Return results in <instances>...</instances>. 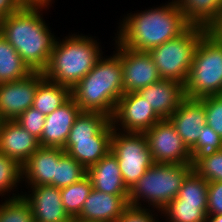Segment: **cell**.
Masks as SVG:
<instances>
[{
	"instance_id": "6da1fadb",
	"label": "cell",
	"mask_w": 222,
	"mask_h": 222,
	"mask_svg": "<svg viewBox=\"0 0 222 222\" xmlns=\"http://www.w3.org/2000/svg\"><path fill=\"white\" fill-rule=\"evenodd\" d=\"M124 16V17H123ZM114 37L121 45L135 51L151 49L180 35L189 24L175 0L123 14Z\"/></svg>"
},
{
	"instance_id": "7a4b0ae2",
	"label": "cell",
	"mask_w": 222,
	"mask_h": 222,
	"mask_svg": "<svg viewBox=\"0 0 222 222\" xmlns=\"http://www.w3.org/2000/svg\"><path fill=\"white\" fill-rule=\"evenodd\" d=\"M45 6H23L0 20V33L33 72H43L50 60L57 35L45 21Z\"/></svg>"
},
{
	"instance_id": "3957f363",
	"label": "cell",
	"mask_w": 222,
	"mask_h": 222,
	"mask_svg": "<svg viewBox=\"0 0 222 222\" xmlns=\"http://www.w3.org/2000/svg\"><path fill=\"white\" fill-rule=\"evenodd\" d=\"M123 95L122 63L114 50L110 56L102 55L92 70L71 89V97L81 111L99 112L110 118Z\"/></svg>"
},
{
	"instance_id": "277c9868",
	"label": "cell",
	"mask_w": 222,
	"mask_h": 222,
	"mask_svg": "<svg viewBox=\"0 0 222 222\" xmlns=\"http://www.w3.org/2000/svg\"><path fill=\"white\" fill-rule=\"evenodd\" d=\"M62 37H57L43 74L46 79L72 89L104 55V47L98 37L79 31Z\"/></svg>"
},
{
	"instance_id": "5b68a950",
	"label": "cell",
	"mask_w": 222,
	"mask_h": 222,
	"mask_svg": "<svg viewBox=\"0 0 222 222\" xmlns=\"http://www.w3.org/2000/svg\"><path fill=\"white\" fill-rule=\"evenodd\" d=\"M113 129L109 116L81 111L71 127L63 150L88 169L111 151Z\"/></svg>"
},
{
	"instance_id": "8992f818",
	"label": "cell",
	"mask_w": 222,
	"mask_h": 222,
	"mask_svg": "<svg viewBox=\"0 0 222 222\" xmlns=\"http://www.w3.org/2000/svg\"><path fill=\"white\" fill-rule=\"evenodd\" d=\"M192 170L191 164L154 163L129 189L128 204L161 211L177 197Z\"/></svg>"
},
{
	"instance_id": "52a82bcc",
	"label": "cell",
	"mask_w": 222,
	"mask_h": 222,
	"mask_svg": "<svg viewBox=\"0 0 222 222\" xmlns=\"http://www.w3.org/2000/svg\"><path fill=\"white\" fill-rule=\"evenodd\" d=\"M184 91L190 99L222 94V44L210 31L197 46Z\"/></svg>"
},
{
	"instance_id": "ba28073f",
	"label": "cell",
	"mask_w": 222,
	"mask_h": 222,
	"mask_svg": "<svg viewBox=\"0 0 222 222\" xmlns=\"http://www.w3.org/2000/svg\"><path fill=\"white\" fill-rule=\"evenodd\" d=\"M207 28L189 25L180 35L151 49V55L161 79L185 84L195 51Z\"/></svg>"
},
{
	"instance_id": "9c48e42d",
	"label": "cell",
	"mask_w": 222,
	"mask_h": 222,
	"mask_svg": "<svg viewBox=\"0 0 222 222\" xmlns=\"http://www.w3.org/2000/svg\"><path fill=\"white\" fill-rule=\"evenodd\" d=\"M111 152L117 157L124 184L128 189L154 164L143 133H125L113 129Z\"/></svg>"
},
{
	"instance_id": "30bf717a",
	"label": "cell",
	"mask_w": 222,
	"mask_h": 222,
	"mask_svg": "<svg viewBox=\"0 0 222 222\" xmlns=\"http://www.w3.org/2000/svg\"><path fill=\"white\" fill-rule=\"evenodd\" d=\"M143 134L154 163L191 164V152L169 119L158 121Z\"/></svg>"
},
{
	"instance_id": "8fae6325",
	"label": "cell",
	"mask_w": 222,
	"mask_h": 222,
	"mask_svg": "<svg viewBox=\"0 0 222 222\" xmlns=\"http://www.w3.org/2000/svg\"><path fill=\"white\" fill-rule=\"evenodd\" d=\"M112 49L120 56L123 72L124 94L138 92L161 79L158 69L148 52L135 51L121 45L114 37Z\"/></svg>"
},
{
	"instance_id": "7c38bea8",
	"label": "cell",
	"mask_w": 222,
	"mask_h": 222,
	"mask_svg": "<svg viewBox=\"0 0 222 222\" xmlns=\"http://www.w3.org/2000/svg\"><path fill=\"white\" fill-rule=\"evenodd\" d=\"M162 118L137 92L125 93L111 118L113 128L125 133H144Z\"/></svg>"
},
{
	"instance_id": "4fadbf2b",
	"label": "cell",
	"mask_w": 222,
	"mask_h": 222,
	"mask_svg": "<svg viewBox=\"0 0 222 222\" xmlns=\"http://www.w3.org/2000/svg\"><path fill=\"white\" fill-rule=\"evenodd\" d=\"M44 78L43 72H33L21 80L0 83L2 120H16L32 107L37 86Z\"/></svg>"
},
{
	"instance_id": "5bb4252c",
	"label": "cell",
	"mask_w": 222,
	"mask_h": 222,
	"mask_svg": "<svg viewBox=\"0 0 222 222\" xmlns=\"http://www.w3.org/2000/svg\"><path fill=\"white\" fill-rule=\"evenodd\" d=\"M22 196L29 203L34 222H69L63 207L60 188L52 185L24 186Z\"/></svg>"
},
{
	"instance_id": "9a60e30c",
	"label": "cell",
	"mask_w": 222,
	"mask_h": 222,
	"mask_svg": "<svg viewBox=\"0 0 222 222\" xmlns=\"http://www.w3.org/2000/svg\"><path fill=\"white\" fill-rule=\"evenodd\" d=\"M41 147L15 120H3L0 126V153L14 159L21 167Z\"/></svg>"
},
{
	"instance_id": "2e32d148",
	"label": "cell",
	"mask_w": 222,
	"mask_h": 222,
	"mask_svg": "<svg viewBox=\"0 0 222 222\" xmlns=\"http://www.w3.org/2000/svg\"><path fill=\"white\" fill-rule=\"evenodd\" d=\"M168 119L186 147L191 150L200 136L202 127L206 125L204 103L200 99L186 97Z\"/></svg>"
},
{
	"instance_id": "e0dca14e",
	"label": "cell",
	"mask_w": 222,
	"mask_h": 222,
	"mask_svg": "<svg viewBox=\"0 0 222 222\" xmlns=\"http://www.w3.org/2000/svg\"><path fill=\"white\" fill-rule=\"evenodd\" d=\"M81 109L70 97L53 113L46 115L40 145L43 147L64 148L72 125Z\"/></svg>"
},
{
	"instance_id": "ac0fdd59",
	"label": "cell",
	"mask_w": 222,
	"mask_h": 222,
	"mask_svg": "<svg viewBox=\"0 0 222 222\" xmlns=\"http://www.w3.org/2000/svg\"><path fill=\"white\" fill-rule=\"evenodd\" d=\"M137 93L162 119H168L186 98L184 84L169 79H160Z\"/></svg>"
},
{
	"instance_id": "d6986e66",
	"label": "cell",
	"mask_w": 222,
	"mask_h": 222,
	"mask_svg": "<svg viewBox=\"0 0 222 222\" xmlns=\"http://www.w3.org/2000/svg\"><path fill=\"white\" fill-rule=\"evenodd\" d=\"M128 196L111 195L92 189L77 218L91 222H115L129 206Z\"/></svg>"
},
{
	"instance_id": "ffe728a7",
	"label": "cell",
	"mask_w": 222,
	"mask_h": 222,
	"mask_svg": "<svg viewBox=\"0 0 222 222\" xmlns=\"http://www.w3.org/2000/svg\"><path fill=\"white\" fill-rule=\"evenodd\" d=\"M63 151L57 147L41 146L37 149L21 167L23 186L48 185L55 177L56 164Z\"/></svg>"
},
{
	"instance_id": "44dd1931",
	"label": "cell",
	"mask_w": 222,
	"mask_h": 222,
	"mask_svg": "<svg viewBox=\"0 0 222 222\" xmlns=\"http://www.w3.org/2000/svg\"><path fill=\"white\" fill-rule=\"evenodd\" d=\"M93 189L111 195H129L124 184L117 157L110 151L98 163L87 169Z\"/></svg>"
},
{
	"instance_id": "7402d4cb",
	"label": "cell",
	"mask_w": 222,
	"mask_h": 222,
	"mask_svg": "<svg viewBox=\"0 0 222 222\" xmlns=\"http://www.w3.org/2000/svg\"><path fill=\"white\" fill-rule=\"evenodd\" d=\"M189 25L208 30L222 18V0H175Z\"/></svg>"
},
{
	"instance_id": "603a6c76",
	"label": "cell",
	"mask_w": 222,
	"mask_h": 222,
	"mask_svg": "<svg viewBox=\"0 0 222 222\" xmlns=\"http://www.w3.org/2000/svg\"><path fill=\"white\" fill-rule=\"evenodd\" d=\"M71 97V89L44 78L37 86L32 107L49 115Z\"/></svg>"
},
{
	"instance_id": "cb8c5ba5",
	"label": "cell",
	"mask_w": 222,
	"mask_h": 222,
	"mask_svg": "<svg viewBox=\"0 0 222 222\" xmlns=\"http://www.w3.org/2000/svg\"><path fill=\"white\" fill-rule=\"evenodd\" d=\"M33 71L0 33V83L28 77Z\"/></svg>"
},
{
	"instance_id": "d4e9b609",
	"label": "cell",
	"mask_w": 222,
	"mask_h": 222,
	"mask_svg": "<svg viewBox=\"0 0 222 222\" xmlns=\"http://www.w3.org/2000/svg\"><path fill=\"white\" fill-rule=\"evenodd\" d=\"M163 222H206L207 203L172 200L161 210Z\"/></svg>"
},
{
	"instance_id": "484cf974",
	"label": "cell",
	"mask_w": 222,
	"mask_h": 222,
	"mask_svg": "<svg viewBox=\"0 0 222 222\" xmlns=\"http://www.w3.org/2000/svg\"><path fill=\"white\" fill-rule=\"evenodd\" d=\"M20 186V187H19ZM21 166L12 158L0 153V196L1 199L22 195ZM21 190V192L19 191ZM15 192V193H14ZM12 195V196H11Z\"/></svg>"
},
{
	"instance_id": "4316f807",
	"label": "cell",
	"mask_w": 222,
	"mask_h": 222,
	"mask_svg": "<svg viewBox=\"0 0 222 222\" xmlns=\"http://www.w3.org/2000/svg\"><path fill=\"white\" fill-rule=\"evenodd\" d=\"M92 189V182L88 175L76 183L60 189L64 210L70 218L79 216L84 201Z\"/></svg>"
},
{
	"instance_id": "83f0119b",
	"label": "cell",
	"mask_w": 222,
	"mask_h": 222,
	"mask_svg": "<svg viewBox=\"0 0 222 222\" xmlns=\"http://www.w3.org/2000/svg\"><path fill=\"white\" fill-rule=\"evenodd\" d=\"M87 175V169L65 151L60 154L56 164L55 177L48 185L63 188L76 183Z\"/></svg>"
},
{
	"instance_id": "f1b7e54d",
	"label": "cell",
	"mask_w": 222,
	"mask_h": 222,
	"mask_svg": "<svg viewBox=\"0 0 222 222\" xmlns=\"http://www.w3.org/2000/svg\"><path fill=\"white\" fill-rule=\"evenodd\" d=\"M0 222H34L29 203L22 195L0 200Z\"/></svg>"
},
{
	"instance_id": "f546056e",
	"label": "cell",
	"mask_w": 222,
	"mask_h": 222,
	"mask_svg": "<svg viewBox=\"0 0 222 222\" xmlns=\"http://www.w3.org/2000/svg\"><path fill=\"white\" fill-rule=\"evenodd\" d=\"M208 181L192 170L184 179L177 197L173 200H184L191 203H207Z\"/></svg>"
},
{
	"instance_id": "4dcf8cb0",
	"label": "cell",
	"mask_w": 222,
	"mask_h": 222,
	"mask_svg": "<svg viewBox=\"0 0 222 222\" xmlns=\"http://www.w3.org/2000/svg\"><path fill=\"white\" fill-rule=\"evenodd\" d=\"M222 149V137L210 126L204 125L195 146L190 150L192 167L202 158Z\"/></svg>"
},
{
	"instance_id": "1f68e13d",
	"label": "cell",
	"mask_w": 222,
	"mask_h": 222,
	"mask_svg": "<svg viewBox=\"0 0 222 222\" xmlns=\"http://www.w3.org/2000/svg\"><path fill=\"white\" fill-rule=\"evenodd\" d=\"M193 170L208 182L222 181V149L200 159Z\"/></svg>"
},
{
	"instance_id": "d6a6232c",
	"label": "cell",
	"mask_w": 222,
	"mask_h": 222,
	"mask_svg": "<svg viewBox=\"0 0 222 222\" xmlns=\"http://www.w3.org/2000/svg\"><path fill=\"white\" fill-rule=\"evenodd\" d=\"M200 100L205 106L206 124L222 137V94L206 96Z\"/></svg>"
},
{
	"instance_id": "836d02e7",
	"label": "cell",
	"mask_w": 222,
	"mask_h": 222,
	"mask_svg": "<svg viewBox=\"0 0 222 222\" xmlns=\"http://www.w3.org/2000/svg\"><path fill=\"white\" fill-rule=\"evenodd\" d=\"M45 115L34 107L24 111L15 121L31 135L40 139L45 124Z\"/></svg>"
},
{
	"instance_id": "e575fe53",
	"label": "cell",
	"mask_w": 222,
	"mask_h": 222,
	"mask_svg": "<svg viewBox=\"0 0 222 222\" xmlns=\"http://www.w3.org/2000/svg\"><path fill=\"white\" fill-rule=\"evenodd\" d=\"M159 218L161 211L129 205L115 222H162Z\"/></svg>"
},
{
	"instance_id": "d590c367",
	"label": "cell",
	"mask_w": 222,
	"mask_h": 222,
	"mask_svg": "<svg viewBox=\"0 0 222 222\" xmlns=\"http://www.w3.org/2000/svg\"><path fill=\"white\" fill-rule=\"evenodd\" d=\"M222 214V181L208 182L207 215Z\"/></svg>"
},
{
	"instance_id": "8d00e7d4",
	"label": "cell",
	"mask_w": 222,
	"mask_h": 222,
	"mask_svg": "<svg viewBox=\"0 0 222 222\" xmlns=\"http://www.w3.org/2000/svg\"><path fill=\"white\" fill-rule=\"evenodd\" d=\"M23 6L20 0H0V20L18 12Z\"/></svg>"
},
{
	"instance_id": "74e56055",
	"label": "cell",
	"mask_w": 222,
	"mask_h": 222,
	"mask_svg": "<svg viewBox=\"0 0 222 222\" xmlns=\"http://www.w3.org/2000/svg\"><path fill=\"white\" fill-rule=\"evenodd\" d=\"M20 2L24 5V6H45V7H49L51 9V7H53V3H55L54 0H20Z\"/></svg>"
},
{
	"instance_id": "f35d334b",
	"label": "cell",
	"mask_w": 222,
	"mask_h": 222,
	"mask_svg": "<svg viewBox=\"0 0 222 222\" xmlns=\"http://www.w3.org/2000/svg\"><path fill=\"white\" fill-rule=\"evenodd\" d=\"M209 31L219 40L222 44V18L214 24Z\"/></svg>"
},
{
	"instance_id": "ab89813d",
	"label": "cell",
	"mask_w": 222,
	"mask_h": 222,
	"mask_svg": "<svg viewBox=\"0 0 222 222\" xmlns=\"http://www.w3.org/2000/svg\"><path fill=\"white\" fill-rule=\"evenodd\" d=\"M206 222H222V214L207 215V221Z\"/></svg>"
},
{
	"instance_id": "60d3db41",
	"label": "cell",
	"mask_w": 222,
	"mask_h": 222,
	"mask_svg": "<svg viewBox=\"0 0 222 222\" xmlns=\"http://www.w3.org/2000/svg\"><path fill=\"white\" fill-rule=\"evenodd\" d=\"M69 222H91V221H84V220H81V219H78V218H71L69 220Z\"/></svg>"
},
{
	"instance_id": "b9f144b4",
	"label": "cell",
	"mask_w": 222,
	"mask_h": 222,
	"mask_svg": "<svg viewBox=\"0 0 222 222\" xmlns=\"http://www.w3.org/2000/svg\"><path fill=\"white\" fill-rule=\"evenodd\" d=\"M2 121H3V120H2V118H1V116H0V126H1Z\"/></svg>"
}]
</instances>
